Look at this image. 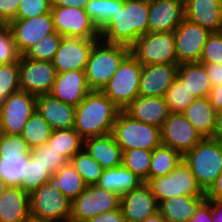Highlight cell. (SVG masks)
<instances>
[{
    "label": "cell",
    "mask_w": 222,
    "mask_h": 222,
    "mask_svg": "<svg viewBox=\"0 0 222 222\" xmlns=\"http://www.w3.org/2000/svg\"><path fill=\"white\" fill-rule=\"evenodd\" d=\"M52 0H20L17 16L14 19H28L49 13Z\"/></svg>",
    "instance_id": "obj_46"
},
{
    "label": "cell",
    "mask_w": 222,
    "mask_h": 222,
    "mask_svg": "<svg viewBox=\"0 0 222 222\" xmlns=\"http://www.w3.org/2000/svg\"><path fill=\"white\" fill-rule=\"evenodd\" d=\"M87 222H126L121 209H116L114 211L105 212L103 214L97 215L94 218L89 219Z\"/></svg>",
    "instance_id": "obj_51"
},
{
    "label": "cell",
    "mask_w": 222,
    "mask_h": 222,
    "mask_svg": "<svg viewBox=\"0 0 222 222\" xmlns=\"http://www.w3.org/2000/svg\"><path fill=\"white\" fill-rule=\"evenodd\" d=\"M30 214L50 222H69L71 201L47 182L30 194Z\"/></svg>",
    "instance_id": "obj_10"
},
{
    "label": "cell",
    "mask_w": 222,
    "mask_h": 222,
    "mask_svg": "<svg viewBox=\"0 0 222 222\" xmlns=\"http://www.w3.org/2000/svg\"><path fill=\"white\" fill-rule=\"evenodd\" d=\"M186 222H213L212 200L205 199Z\"/></svg>",
    "instance_id": "obj_49"
},
{
    "label": "cell",
    "mask_w": 222,
    "mask_h": 222,
    "mask_svg": "<svg viewBox=\"0 0 222 222\" xmlns=\"http://www.w3.org/2000/svg\"><path fill=\"white\" fill-rule=\"evenodd\" d=\"M213 222H222V202L212 200Z\"/></svg>",
    "instance_id": "obj_56"
},
{
    "label": "cell",
    "mask_w": 222,
    "mask_h": 222,
    "mask_svg": "<svg viewBox=\"0 0 222 222\" xmlns=\"http://www.w3.org/2000/svg\"><path fill=\"white\" fill-rule=\"evenodd\" d=\"M164 98L169 113H182L195 99L177 78L166 90Z\"/></svg>",
    "instance_id": "obj_41"
},
{
    "label": "cell",
    "mask_w": 222,
    "mask_h": 222,
    "mask_svg": "<svg viewBox=\"0 0 222 222\" xmlns=\"http://www.w3.org/2000/svg\"><path fill=\"white\" fill-rule=\"evenodd\" d=\"M121 196L97 185L86 186L85 190L71 202L69 222H87L105 212L120 209Z\"/></svg>",
    "instance_id": "obj_9"
},
{
    "label": "cell",
    "mask_w": 222,
    "mask_h": 222,
    "mask_svg": "<svg viewBox=\"0 0 222 222\" xmlns=\"http://www.w3.org/2000/svg\"><path fill=\"white\" fill-rule=\"evenodd\" d=\"M131 118L161 128L169 116L168 105L164 97L137 96L123 110Z\"/></svg>",
    "instance_id": "obj_22"
},
{
    "label": "cell",
    "mask_w": 222,
    "mask_h": 222,
    "mask_svg": "<svg viewBox=\"0 0 222 222\" xmlns=\"http://www.w3.org/2000/svg\"><path fill=\"white\" fill-rule=\"evenodd\" d=\"M204 200L205 196L171 197L159 203L158 211L166 222H186Z\"/></svg>",
    "instance_id": "obj_29"
},
{
    "label": "cell",
    "mask_w": 222,
    "mask_h": 222,
    "mask_svg": "<svg viewBox=\"0 0 222 222\" xmlns=\"http://www.w3.org/2000/svg\"><path fill=\"white\" fill-rule=\"evenodd\" d=\"M212 87L222 84V63L203 64Z\"/></svg>",
    "instance_id": "obj_50"
},
{
    "label": "cell",
    "mask_w": 222,
    "mask_h": 222,
    "mask_svg": "<svg viewBox=\"0 0 222 222\" xmlns=\"http://www.w3.org/2000/svg\"><path fill=\"white\" fill-rule=\"evenodd\" d=\"M120 111L102 91L91 90L75 107L73 128L83 139L110 134Z\"/></svg>",
    "instance_id": "obj_2"
},
{
    "label": "cell",
    "mask_w": 222,
    "mask_h": 222,
    "mask_svg": "<svg viewBox=\"0 0 222 222\" xmlns=\"http://www.w3.org/2000/svg\"><path fill=\"white\" fill-rule=\"evenodd\" d=\"M30 215V195L9 185L0 198V222H23Z\"/></svg>",
    "instance_id": "obj_26"
},
{
    "label": "cell",
    "mask_w": 222,
    "mask_h": 222,
    "mask_svg": "<svg viewBox=\"0 0 222 222\" xmlns=\"http://www.w3.org/2000/svg\"><path fill=\"white\" fill-rule=\"evenodd\" d=\"M130 54V47L97 40L90 52L85 75L90 90L102 91L122 61Z\"/></svg>",
    "instance_id": "obj_3"
},
{
    "label": "cell",
    "mask_w": 222,
    "mask_h": 222,
    "mask_svg": "<svg viewBox=\"0 0 222 222\" xmlns=\"http://www.w3.org/2000/svg\"><path fill=\"white\" fill-rule=\"evenodd\" d=\"M148 13L149 0H123V8L99 30L100 39L130 47L148 33Z\"/></svg>",
    "instance_id": "obj_1"
},
{
    "label": "cell",
    "mask_w": 222,
    "mask_h": 222,
    "mask_svg": "<svg viewBox=\"0 0 222 222\" xmlns=\"http://www.w3.org/2000/svg\"><path fill=\"white\" fill-rule=\"evenodd\" d=\"M184 19L183 0H149L148 32L174 31Z\"/></svg>",
    "instance_id": "obj_18"
},
{
    "label": "cell",
    "mask_w": 222,
    "mask_h": 222,
    "mask_svg": "<svg viewBox=\"0 0 222 222\" xmlns=\"http://www.w3.org/2000/svg\"><path fill=\"white\" fill-rule=\"evenodd\" d=\"M130 53L142 64H178L174 31L148 32L131 46Z\"/></svg>",
    "instance_id": "obj_8"
},
{
    "label": "cell",
    "mask_w": 222,
    "mask_h": 222,
    "mask_svg": "<svg viewBox=\"0 0 222 222\" xmlns=\"http://www.w3.org/2000/svg\"><path fill=\"white\" fill-rule=\"evenodd\" d=\"M62 38L63 37L56 31L43 36L39 42L29 47L23 56L34 60L52 62Z\"/></svg>",
    "instance_id": "obj_39"
},
{
    "label": "cell",
    "mask_w": 222,
    "mask_h": 222,
    "mask_svg": "<svg viewBox=\"0 0 222 222\" xmlns=\"http://www.w3.org/2000/svg\"><path fill=\"white\" fill-rule=\"evenodd\" d=\"M141 222H166L161 213L158 211Z\"/></svg>",
    "instance_id": "obj_57"
},
{
    "label": "cell",
    "mask_w": 222,
    "mask_h": 222,
    "mask_svg": "<svg viewBox=\"0 0 222 222\" xmlns=\"http://www.w3.org/2000/svg\"><path fill=\"white\" fill-rule=\"evenodd\" d=\"M208 98L217 112L222 111V84L212 87Z\"/></svg>",
    "instance_id": "obj_53"
},
{
    "label": "cell",
    "mask_w": 222,
    "mask_h": 222,
    "mask_svg": "<svg viewBox=\"0 0 222 222\" xmlns=\"http://www.w3.org/2000/svg\"><path fill=\"white\" fill-rule=\"evenodd\" d=\"M48 183L60 192L71 202L78 197L86 188V184L81 175L69 162L59 168L48 179Z\"/></svg>",
    "instance_id": "obj_31"
},
{
    "label": "cell",
    "mask_w": 222,
    "mask_h": 222,
    "mask_svg": "<svg viewBox=\"0 0 222 222\" xmlns=\"http://www.w3.org/2000/svg\"><path fill=\"white\" fill-rule=\"evenodd\" d=\"M48 143L70 161L73 156L83 149L84 139L74 128H70L53 130Z\"/></svg>",
    "instance_id": "obj_33"
},
{
    "label": "cell",
    "mask_w": 222,
    "mask_h": 222,
    "mask_svg": "<svg viewBox=\"0 0 222 222\" xmlns=\"http://www.w3.org/2000/svg\"><path fill=\"white\" fill-rule=\"evenodd\" d=\"M176 78L195 98L209 97L212 86L203 64L199 62L179 64Z\"/></svg>",
    "instance_id": "obj_27"
},
{
    "label": "cell",
    "mask_w": 222,
    "mask_h": 222,
    "mask_svg": "<svg viewBox=\"0 0 222 222\" xmlns=\"http://www.w3.org/2000/svg\"><path fill=\"white\" fill-rule=\"evenodd\" d=\"M18 52L23 55L43 36L55 32L51 11L28 19H14L8 24Z\"/></svg>",
    "instance_id": "obj_16"
},
{
    "label": "cell",
    "mask_w": 222,
    "mask_h": 222,
    "mask_svg": "<svg viewBox=\"0 0 222 222\" xmlns=\"http://www.w3.org/2000/svg\"><path fill=\"white\" fill-rule=\"evenodd\" d=\"M99 39L63 37L52 64L57 73L85 70L94 43Z\"/></svg>",
    "instance_id": "obj_17"
},
{
    "label": "cell",
    "mask_w": 222,
    "mask_h": 222,
    "mask_svg": "<svg viewBox=\"0 0 222 222\" xmlns=\"http://www.w3.org/2000/svg\"><path fill=\"white\" fill-rule=\"evenodd\" d=\"M52 131L48 122L35 110L25 124L21 136L32 150L47 143Z\"/></svg>",
    "instance_id": "obj_34"
},
{
    "label": "cell",
    "mask_w": 222,
    "mask_h": 222,
    "mask_svg": "<svg viewBox=\"0 0 222 222\" xmlns=\"http://www.w3.org/2000/svg\"><path fill=\"white\" fill-rule=\"evenodd\" d=\"M210 34L209 30L185 18L174 30L178 64L199 62Z\"/></svg>",
    "instance_id": "obj_15"
},
{
    "label": "cell",
    "mask_w": 222,
    "mask_h": 222,
    "mask_svg": "<svg viewBox=\"0 0 222 222\" xmlns=\"http://www.w3.org/2000/svg\"><path fill=\"white\" fill-rule=\"evenodd\" d=\"M145 183L149 186L158 204L171 197L205 196V191L184 161L168 175L148 179Z\"/></svg>",
    "instance_id": "obj_7"
},
{
    "label": "cell",
    "mask_w": 222,
    "mask_h": 222,
    "mask_svg": "<svg viewBox=\"0 0 222 222\" xmlns=\"http://www.w3.org/2000/svg\"><path fill=\"white\" fill-rule=\"evenodd\" d=\"M183 155L165 145H159L152 150L149 179L166 176L171 173L181 162Z\"/></svg>",
    "instance_id": "obj_32"
},
{
    "label": "cell",
    "mask_w": 222,
    "mask_h": 222,
    "mask_svg": "<svg viewBox=\"0 0 222 222\" xmlns=\"http://www.w3.org/2000/svg\"><path fill=\"white\" fill-rule=\"evenodd\" d=\"M20 56L10 28L7 24H0V65L17 62Z\"/></svg>",
    "instance_id": "obj_44"
},
{
    "label": "cell",
    "mask_w": 222,
    "mask_h": 222,
    "mask_svg": "<svg viewBox=\"0 0 222 222\" xmlns=\"http://www.w3.org/2000/svg\"><path fill=\"white\" fill-rule=\"evenodd\" d=\"M90 91L85 70H73L57 73L49 95L76 107Z\"/></svg>",
    "instance_id": "obj_21"
},
{
    "label": "cell",
    "mask_w": 222,
    "mask_h": 222,
    "mask_svg": "<svg viewBox=\"0 0 222 222\" xmlns=\"http://www.w3.org/2000/svg\"><path fill=\"white\" fill-rule=\"evenodd\" d=\"M201 64H221L222 63V31L212 32L204 45Z\"/></svg>",
    "instance_id": "obj_45"
},
{
    "label": "cell",
    "mask_w": 222,
    "mask_h": 222,
    "mask_svg": "<svg viewBox=\"0 0 222 222\" xmlns=\"http://www.w3.org/2000/svg\"><path fill=\"white\" fill-rule=\"evenodd\" d=\"M185 18L212 32L222 31V0H187Z\"/></svg>",
    "instance_id": "obj_23"
},
{
    "label": "cell",
    "mask_w": 222,
    "mask_h": 222,
    "mask_svg": "<svg viewBox=\"0 0 222 222\" xmlns=\"http://www.w3.org/2000/svg\"><path fill=\"white\" fill-rule=\"evenodd\" d=\"M52 175L53 173L50 170H46L29 155L27 158V169L19 186L30 195L42 184L47 183Z\"/></svg>",
    "instance_id": "obj_40"
},
{
    "label": "cell",
    "mask_w": 222,
    "mask_h": 222,
    "mask_svg": "<svg viewBox=\"0 0 222 222\" xmlns=\"http://www.w3.org/2000/svg\"><path fill=\"white\" fill-rule=\"evenodd\" d=\"M182 114L204 138H211L215 128L217 111L208 97L195 98Z\"/></svg>",
    "instance_id": "obj_28"
},
{
    "label": "cell",
    "mask_w": 222,
    "mask_h": 222,
    "mask_svg": "<svg viewBox=\"0 0 222 222\" xmlns=\"http://www.w3.org/2000/svg\"><path fill=\"white\" fill-rule=\"evenodd\" d=\"M89 0H52V6L79 7L85 8Z\"/></svg>",
    "instance_id": "obj_54"
},
{
    "label": "cell",
    "mask_w": 222,
    "mask_h": 222,
    "mask_svg": "<svg viewBox=\"0 0 222 222\" xmlns=\"http://www.w3.org/2000/svg\"><path fill=\"white\" fill-rule=\"evenodd\" d=\"M20 91L19 61L0 65V97Z\"/></svg>",
    "instance_id": "obj_43"
},
{
    "label": "cell",
    "mask_w": 222,
    "mask_h": 222,
    "mask_svg": "<svg viewBox=\"0 0 222 222\" xmlns=\"http://www.w3.org/2000/svg\"><path fill=\"white\" fill-rule=\"evenodd\" d=\"M28 156L16 154L0 155V177L7 184L19 186L27 169Z\"/></svg>",
    "instance_id": "obj_35"
},
{
    "label": "cell",
    "mask_w": 222,
    "mask_h": 222,
    "mask_svg": "<svg viewBox=\"0 0 222 222\" xmlns=\"http://www.w3.org/2000/svg\"><path fill=\"white\" fill-rule=\"evenodd\" d=\"M179 64L142 65L139 96L164 97L166 90L176 78Z\"/></svg>",
    "instance_id": "obj_20"
},
{
    "label": "cell",
    "mask_w": 222,
    "mask_h": 222,
    "mask_svg": "<svg viewBox=\"0 0 222 222\" xmlns=\"http://www.w3.org/2000/svg\"><path fill=\"white\" fill-rule=\"evenodd\" d=\"M111 134L122 151L153 150L161 145L160 128L135 120L123 110L117 114Z\"/></svg>",
    "instance_id": "obj_5"
},
{
    "label": "cell",
    "mask_w": 222,
    "mask_h": 222,
    "mask_svg": "<svg viewBox=\"0 0 222 222\" xmlns=\"http://www.w3.org/2000/svg\"><path fill=\"white\" fill-rule=\"evenodd\" d=\"M56 69L52 62L34 60L20 56V90L35 96L50 94L56 79Z\"/></svg>",
    "instance_id": "obj_13"
},
{
    "label": "cell",
    "mask_w": 222,
    "mask_h": 222,
    "mask_svg": "<svg viewBox=\"0 0 222 222\" xmlns=\"http://www.w3.org/2000/svg\"><path fill=\"white\" fill-rule=\"evenodd\" d=\"M142 181L136 174L120 165L114 168L104 169L102 176L95 185L107 191L114 192L120 196L138 188Z\"/></svg>",
    "instance_id": "obj_30"
},
{
    "label": "cell",
    "mask_w": 222,
    "mask_h": 222,
    "mask_svg": "<svg viewBox=\"0 0 222 222\" xmlns=\"http://www.w3.org/2000/svg\"><path fill=\"white\" fill-rule=\"evenodd\" d=\"M69 162L81 175L87 186L95 185L104 170L84 149L73 156Z\"/></svg>",
    "instance_id": "obj_38"
},
{
    "label": "cell",
    "mask_w": 222,
    "mask_h": 222,
    "mask_svg": "<svg viewBox=\"0 0 222 222\" xmlns=\"http://www.w3.org/2000/svg\"><path fill=\"white\" fill-rule=\"evenodd\" d=\"M142 64L130 53L120 64L102 92L124 110L138 95Z\"/></svg>",
    "instance_id": "obj_6"
},
{
    "label": "cell",
    "mask_w": 222,
    "mask_h": 222,
    "mask_svg": "<svg viewBox=\"0 0 222 222\" xmlns=\"http://www.w3.org/2000/svg\"><path fill=\"white\" fill-rule=\"evenodd\" d=\"M36 110L53 130L74 127L75 106L63 103L49 94L37 96Z\"/></svg>",
    "instance_id": "obj_24"
},
{
    "label": "cell",
    "mask_w": 222,
    "mask_h": 222,
    "mask_svg": "<svg viewBox=\"0 0 222 222\" xmlns=\"http://www.w3.org/2000/svg\"><path fill=\"white\" fill-rule=\"evenodd\" d=\"M119 8H123V0H89L84 10L91 22L100 30Z\"/></svg>",
    "instance_id": "obj_36"
},
{
    "label": "cell",
    "mask_w": 222,
    "mask_h": 222,
    "mask_svg": "<svg viewBox=\"0 0 222 222\" xmlns=\"http://www.w3.org/2000/svg\"><path fill=\"white\" fill-rule=\"evenodd\" d=\"M205 199L222 202V172L205 192Z\"/></svg>",
    "instance_id": "obj_52"
},
{
    "label": "cell",
    "mask_w": 222,
    "mask_h": 222,
    "mask_svg": "<svg viewBox=\"0 0 222 222\" xmlns=\"http://www.w3.org/2000/svg\"><path fill=\"white\" fill-rule=\"evenodd\" d=\"M23 222H50V221L36 218L30 215Z\"/></svg>",
    "instance_id": "obj_58"
},
{
    "label": "cell",
    "mask_w": 222,
    "mask_h": 222,
    "mask_svg": "<svg viewBox=\"0 0 222 222\" xmlns=\"http://www.w3.org/2000/svg\"><path fill=\"white\" fill-rule=\"evenodd\" d=\"M31 149L21 135L0 133V155L20 153L29 156Z\"/></svg>",
    "instance_id": "obj_47"
},
{
    "label": "cell",
    "mask_w": 222,
    "mask_h": 222,
    "mask_svg": "<svg viewBox=\"0 0 222 222\" xmlns=\"http://www.w3.org/2000/svg\"><path fill=\"white\" fill-rule=\"evenodd\" d=\"M161 144L184 155L204 137L182 113H170L160 128Z\"/></svg>",
    "instance_id": "obj_14"
},
{
    "label": "cell",
    "mask_w": 222,
    "mask_h": 222,
    "mask_svg": "<svg viewBox=\"0 0 222 222\" xmlns=\"http://www.w3.org/2000/svg\"><path fill=\"white\" fill-rule=\"evenodd\" d=\"M183 161L206 192L222 172V143L203 138L183 155Z\"/></svg>",
    "instance_id": "obj_4"
},
{
    "label": "cell",
    "mask_w": 222,
    "mask_h": 222,
    "mask_svg": "<svg viewBox=\"0 0 222 222\" xmlns=\"http://www.w3.org/2000/svg\"><path fill=\"white\" fill-rule=\"evenodd\" d=\"M155 197L144 182L138 188L121 195L120 209L126 222H141L158 212Z\"/></svg>",
    "instance_id": "obj_19"
},
{
    "label": "cell",
    "mask_w": 222,
    "mask_h": 222,
    "mask_svg": "<svg viewBox=\"0 0 222 222\" xmlns=\"http://www.w3.org/2000/svg\"><path fill=\"white\" fill-rule=\"evenodd\" d=\"M55 31L62 37L100 39L99 30L83 8L52 6Z\"/></svg>",
    "instance_id": "obj_12"
},
{
    "label": "cell",
    "mask_w": 222,
    "mask_h": 222,
    "mask_svg": "<svg viewBox=\"0 0 222 222\" xmlns=\"http://www.w3.org/2000/svg\"><path fill=\"white\" fill-rule=\"evenodd\" d=\"M152 150L129 149L122 151V165L136 174L142 181L149 179Z\"/></svg>",
    "instance_id": "obj_37"
},
{
    "label": "cell",
    "mask_w": 222,
    "mask_h": 222,
    "mask_svg": "<svg viewBox=\"0 0 222 222\" xmlns=\"http://www.w3.org/2000/svg\"><path fill=\"white\" fill-rule=\"evenodd\" d=\"M30 156L35 162H38L42 167L46 168V170H50L53 174L59 168L69 163V160L52 148L51 144L48 142L32 149Z\"/></svg>",
    "instance_id": "obj_42"
},
{
    "label": "cell",
    "mask_w": 222,
    "mask_h": 222,
    "mask_svg": "<svg viewBox=\"0 0 222 222\" xmlns=\"http://www.w3.org/2000/svg\"><path fill=\"white\" fill-rule=\"evenodd\" d=\"M36 98L21 90L4 98L0 104V133L21 135L36 110Z\"/></svg>",
    "instance_id": "obj_11"
},
{
    "label": "cell",
    "mask_w": 222,
    "mask_h": 222,
    "mask_svg": "<svg viewBox=\"0 0 222 222\" xmlns=\"http://www.w3.org/2000/svg\"><path fill=\"white\" fill-rule=\"evenodd\" d=\"M83 149L97 161L103 169L122 165V150L113 135L91 137L84 139Z\"/></svg>",
    "instance_id": "obj_25"
},
{
    "label": "cell",
    "mask_w": 222,
    "mask_h": 222,
    "mask_svg": "<svg viewBox=\"0 0 222 222\" xmlns=\"http://www.w3.org/2000/svg\"><path fill=\"white\" fill-rule=\"evenodd\" d=\"M20 0H0V24H8L17 16Z\"/></svg>",
    "instance_id": "obj_48"
},
{
    "label": "cell",
    "mask_w": 222,
    "mask_h": 222,
    "mask_svg": "<svg viewBox=\"0 0 222 222\" xmlns=\"http://www.w3.org/2000/svg\"><path fill=\"white\" fill-rule=\"evenodd\" d=\"M9 184H7L2 178L0 177V198L5 192V190L8 188Z\"/></svg>",
    "instance_id": "obj_59"
},
{
    "label": "cell",
    "mask_w": 222,
    "mask_h": 222,
    "mask_svg": "<svg viewBox=\"0 0 222 222\" xmlns=\"http://www.w3.org/2000/svg\"><path fill=\"white\" fill-rule=\"evenodd\" d=\"M212 139L222 143V111L217 112Z\"/></svg>",
    "instance_id": "obj_55"
}]
</instances>
